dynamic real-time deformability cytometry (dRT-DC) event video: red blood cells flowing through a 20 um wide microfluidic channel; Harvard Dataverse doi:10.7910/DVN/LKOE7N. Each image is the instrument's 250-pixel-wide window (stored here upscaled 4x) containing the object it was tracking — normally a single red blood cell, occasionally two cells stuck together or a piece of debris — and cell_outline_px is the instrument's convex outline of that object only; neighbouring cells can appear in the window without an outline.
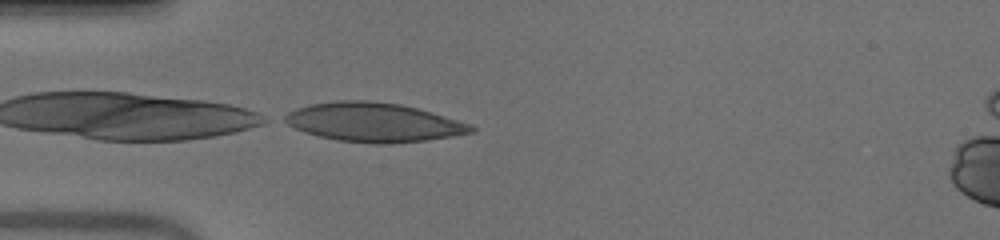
{"species": "human", "species_latin": "Homo sapiens", "temperature_condition": "warm", "stored_images_in_passage": 30, "camera_frame_rate_fps": 3000, "um_per_image_px": 0.085, "donor": {"sex": "male"}, "frame": {"image": 1, "passage_image": 1, "time_ms": 0.0, "image_size_px": [1000, 240], "cell_outline_px": [[476, 132], [428, 140], [384, 144], [376, 144], [336, 140], [304, 132], [280, 120], [280, 116], [296, 108], [312, 104], [336, 100], [368, 100], [400, 104], [432, 112], [472, 124], [476, 128]], "centroid_in_image_um": [31.75, 10.39], "position_along_channel_um": 53.2, "area_um2": 42.66}}
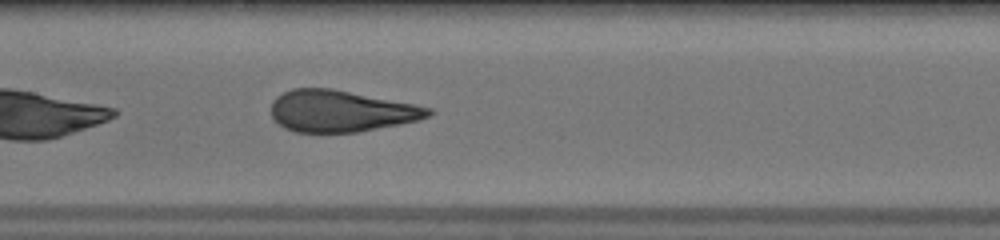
{"frame": {"image": 2, "passage_image": 11, "time_ms": 3.333, "image_size_px": [1000, 240], "cell_outline_px": [[436, 112], [420, 120], [400, 124], [356, 132], [296, 132], [284, 128], [272, 116], [272, 100], [276, 96], [292, 88], [332, 88], [432, 108]], "centroid_in_image_um": [28.97, 9.44], "position_along_channel_um": 178.4, "area_um2": 37.92}}
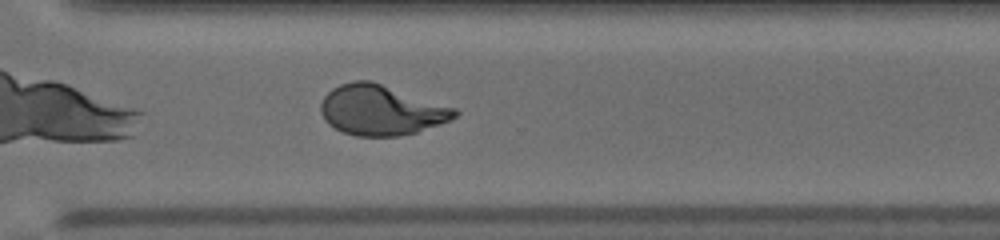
{"frame": {"image": 3, "passage_image": 23, "time_ms": 7.333, "image_size_px": [1000, 240], "cell_outline_px": [[460, 112], [452, 120], [416, 132], [396, 136], [356, 136], [344, 132], [328, 124], [324, 120], [320, 112], [320, 104], [324, 96], [332, 88], [340, 84], [352, 80], [372, 80], [456, 108]], "centroid_in_image_um": [32.38, 9.35], "position_along_channel_um": 338.2, "area_um2": 39.36}, "authors_computed_cell_mechanics": {"area_um2": 39.015, "velocity_mm_per_s": 4.0063, "shape_relaxation_time_tau1_ms": 5.3045, "shape_relaxation_time_tau2_ms": null, "deformation_change_tau1": 0.2443, "deformation_change_tau2": null}}